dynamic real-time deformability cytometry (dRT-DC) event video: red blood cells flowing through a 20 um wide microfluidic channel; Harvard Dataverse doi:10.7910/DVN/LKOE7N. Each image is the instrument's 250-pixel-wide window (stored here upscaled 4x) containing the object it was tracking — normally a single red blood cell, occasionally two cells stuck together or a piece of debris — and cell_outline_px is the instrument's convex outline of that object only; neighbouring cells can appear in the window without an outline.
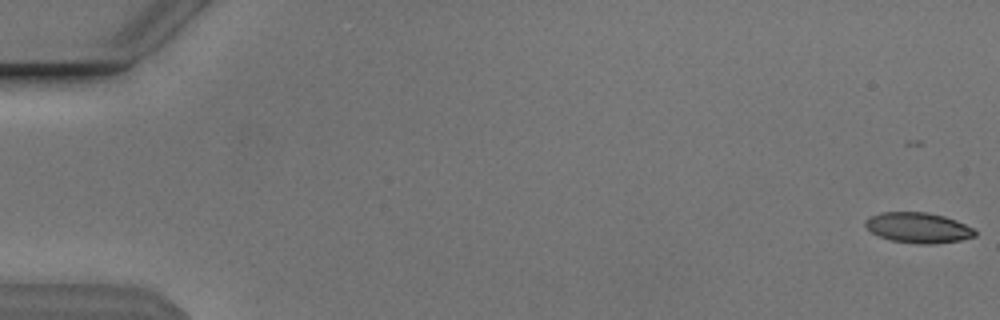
{"species": "Egyptian fruit bat (a non-hibernating species)", "species_latin": "Rousettus aegyptiacus", "temperature_condition": "cold", "stored_images_in_passage": 12, "camera_frame_rate_fps": 3000, "um_per_image_px": 0.085, "animal": {"sex": "male"}, "frame": {"image": 1, "passage_image": 1, "time_ms": 0.0, "image_size_px": [1000, 320], "cell_outline_px": [[976, 236], [960, 240], [932, 244], [916, 244], [892, 240], [880, 236], [872, 232], [864, 224], [864, 220], [868, 216], [880, 212], [928, 212], [944, 216], [956, 220], [972, 228], [976, 232]], "centroid_in_image_um": [78.02, 19.34], "position_along_channel_um": 7.0, "area_um2": 19.42}}